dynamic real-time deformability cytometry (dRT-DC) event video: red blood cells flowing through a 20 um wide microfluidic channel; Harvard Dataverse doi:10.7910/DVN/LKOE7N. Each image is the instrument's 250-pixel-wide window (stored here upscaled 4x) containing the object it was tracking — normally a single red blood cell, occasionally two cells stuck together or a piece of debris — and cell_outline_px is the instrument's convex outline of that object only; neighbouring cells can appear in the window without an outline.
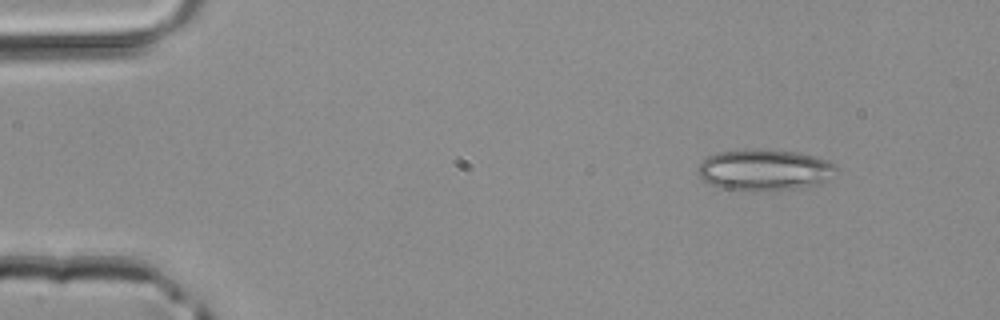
{"species": "common noctule bat (a hibernating species)", "species_latin": "Nyctalus noctula", "temperature_condition": "room temperature", "stored_images_in_passage": 3, "camera_frame_rate_fps": 3000, "um_per_image_px": 0.085, "animal": {"sex": "male", "body_mass_g": 20.4}, "frame": {"image": 1, "passage_image": 1, "time_ms": 0.0, "image_size_px": [1000, 320], "cell_outline_px": [[840, 172], [820, 184], [804, 188], [720, 188], [708, 184], [696, 172], [700, 164], [708, 156], [716, 152], [748, 148], [768, 148], [796, 152], [828, 160], [836, 164], [840, 168]], "centroid_in_image_um": [65.04, 14.39], "position_along_channel_um": 20.0, "area_um2": 33.23}}